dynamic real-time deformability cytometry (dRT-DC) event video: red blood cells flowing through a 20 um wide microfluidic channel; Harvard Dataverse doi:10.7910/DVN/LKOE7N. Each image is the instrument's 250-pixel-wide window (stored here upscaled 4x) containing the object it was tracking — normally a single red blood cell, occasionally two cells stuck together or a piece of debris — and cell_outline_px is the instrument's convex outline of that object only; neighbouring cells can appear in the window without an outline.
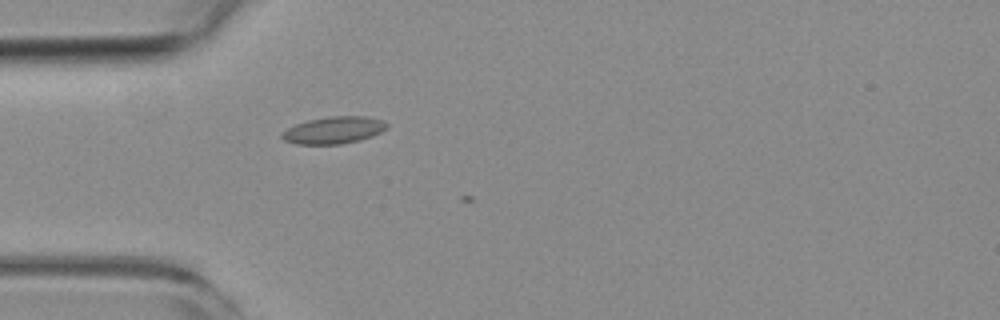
{"species": "common noctule bat (a hibernating species)", "species_latin": "Nyctalus noctula", "temperature_condition": "room temperature", "stored_images_in_passage": 2, "camera_frame_rate_fps": 3000, "um_per_image_px": 0.085, "animal": {"sex": "female", "body_mass_g": 19.3, "forearm_length_mm": 54.1}, "frame": {"image": 1, "passage_image": 1, "time_ms": 0.0, "image_size_px": [1000, 320], "cell_outline_px": [[388, 128], [372, 136], [360, 140], [340, 144], [296, 144], [284, 140], [280, 136], [280, 132], [296, 124], [308, 120], [328, 116], [368, 116], [384, 120], [388, 124]], "centroid_in_image_um": [28.38, 11.05], "position_along_channel_um": 56.6, "area_um2": 16.7}}